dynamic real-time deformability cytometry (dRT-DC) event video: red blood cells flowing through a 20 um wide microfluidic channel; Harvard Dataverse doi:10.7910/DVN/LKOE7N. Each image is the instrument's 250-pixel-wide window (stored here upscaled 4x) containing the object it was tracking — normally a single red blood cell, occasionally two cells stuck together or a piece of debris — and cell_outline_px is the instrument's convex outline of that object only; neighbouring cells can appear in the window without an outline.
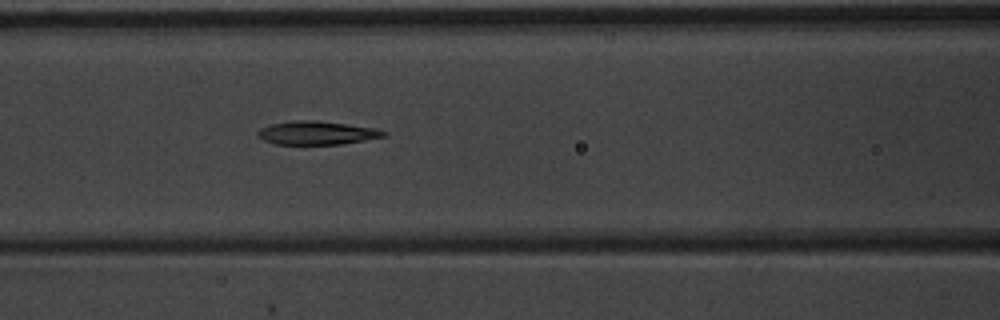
{"species": "common noctule bat (a hibernating species)", "species_latin": "Nyctalus noctula", "temperature_condition": "warm", "stored_images_in_passage": 8, "camera_frame_rate_fps": 3000, "um_per_image_px": 0.085, "animal": {"sex": "male", "body_mass_g": 20.1, "forearm_length_mm": 53.5}, "frame": {"image": 1, "passage_image": 8, "time_ms": 2.333, "image_size_px": [1000, 320], "cell_outline_px": [[388, 136], [340, 144], [276, 144], [264, 140], [256, 136], [256, 132], [260, 128], [272, 124], [296, 120], [316, 120], [376, 128], [388, 132]], "centroid_in_image_um": [26.94, 11.29], "position_along_channel_um": 139.7, "area_um2": 17.22}}